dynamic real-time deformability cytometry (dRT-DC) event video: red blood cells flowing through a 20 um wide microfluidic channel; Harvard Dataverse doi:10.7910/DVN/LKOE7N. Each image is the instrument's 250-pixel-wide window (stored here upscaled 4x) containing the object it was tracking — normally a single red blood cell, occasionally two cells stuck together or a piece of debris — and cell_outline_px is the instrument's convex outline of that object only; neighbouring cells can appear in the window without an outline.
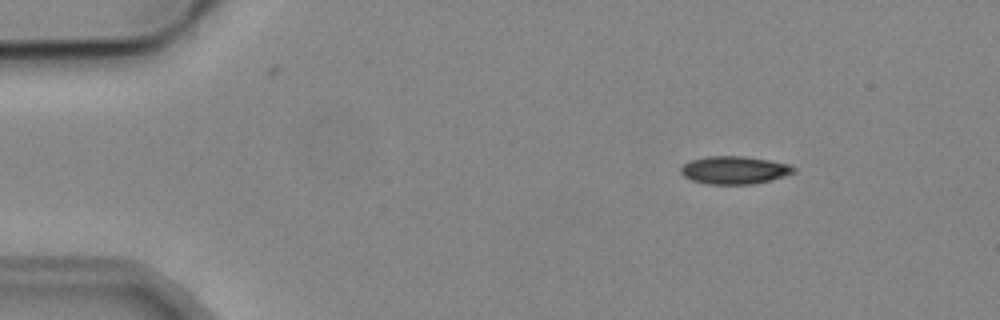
{"species": "common noctule bat (a hibernating species)", "species_latin": "Nyctalus noctula", "temperature_condition": "cold", "stored_images_in_passage": 8, "camera_frame_rate_fps": 3000, "um_per_image_px": 0.085, "animal": {"sex": "male", "body_mass_g": 19.2, "forearm_length_mm": 51.8}, "frame": {"image": 1, "passage_image": 2, "time_ms": 1.333, "image_size_px": [1000, 320], "cell_outline_px": [[796, 172], [784, 176], [752, 184], [708, 184], [692, 180], [684, 176], [680, 172], [680, 168], [684, 164], [692, 160], [708, 156], [744, 156], [768, 160], [788, 164], [796, 168]], "centroid_in_image_um": [62.42, 14.45], "position_along_channel_um": 22.6, "area_um2": 18.15}}
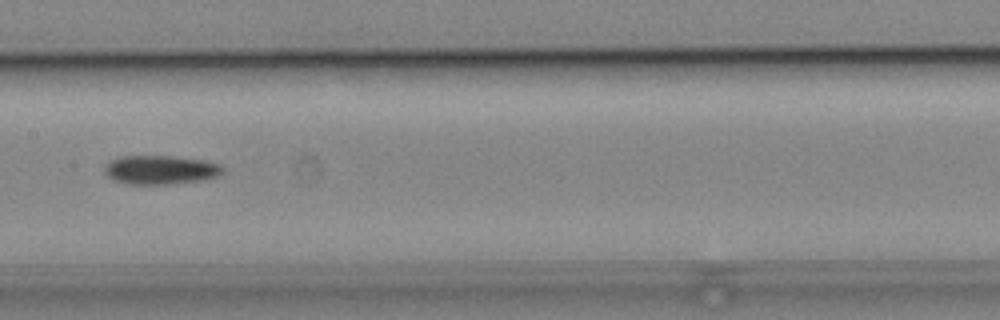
{"frame": {"image": 2, "passage_image": 8, "time_ms": 8.0, "image_size_px": [1000, 320], "cell_outline_px": [[224, 172], [216, 176], [200, 180], [168, 184], [128, 184], [116, 180], [108, 176], [104, 172], [104, 164], [120, 156], [168, 156], [200, 160], [220, 164], [224, 168]], "centroid_in_image_um": [13.61, 14.43], "position_along_channel_um": 193.8, "area_um2": 19.65}}